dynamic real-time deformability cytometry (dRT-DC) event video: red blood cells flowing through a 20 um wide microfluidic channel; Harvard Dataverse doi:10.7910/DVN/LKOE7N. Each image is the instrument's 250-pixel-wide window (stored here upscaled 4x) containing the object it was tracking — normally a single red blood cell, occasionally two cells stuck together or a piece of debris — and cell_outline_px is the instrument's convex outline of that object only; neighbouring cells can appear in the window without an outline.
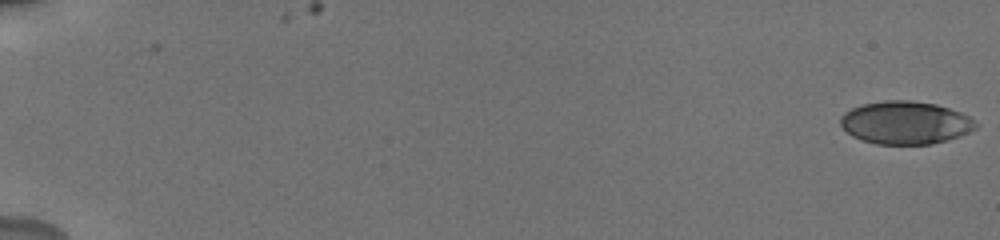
{"species": "human", "species_latin": "Homo sapiens", "temperature_condition": "cold", "stored_images_in_passage": 18, "camera_frame_rate_fps": 3000, "um_per_image_px": 0.085, "donor": {"sex": "male"}, "frame": {"image": 1, "passage_image": 1, "time_ms": 0.0, "image_size_px": [1000, 240], "cell_outline_px": [[980, 124], [976, 128], [968, 132], [948, 140], [932, 144], [876, 144], [860, 140], [852, 136], [840, 124], [840, 116], [844, 112], [860, 104], [884, 100], [908, 100], [936, 104], [960, 112], [976, 120]], "centroid_in_image_um": [76.95, 10.42], "position_along_channel_um": 8.0, "area_um2": 34.04}}
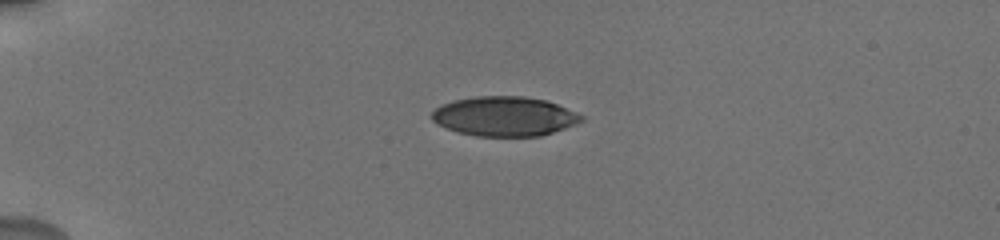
{"frame": {"image": 2, "passage_image": 11, "time_ms": 5.0, "image_size_px": [1000, 240], "cell_outline_px": [[584, 120], [576, 124], [540, 136], [476, 136], [456, 132], [432, 120], [432, 112], [436, 108], [452, 100], [476, 96], [524, 96], [544, 100], [556, 104], [576, 112], [584, 116]], "centroid_in_image_um": [42.89, 9.88], "position_along_channel_um": 42.1, "area_um2": 34.28}}